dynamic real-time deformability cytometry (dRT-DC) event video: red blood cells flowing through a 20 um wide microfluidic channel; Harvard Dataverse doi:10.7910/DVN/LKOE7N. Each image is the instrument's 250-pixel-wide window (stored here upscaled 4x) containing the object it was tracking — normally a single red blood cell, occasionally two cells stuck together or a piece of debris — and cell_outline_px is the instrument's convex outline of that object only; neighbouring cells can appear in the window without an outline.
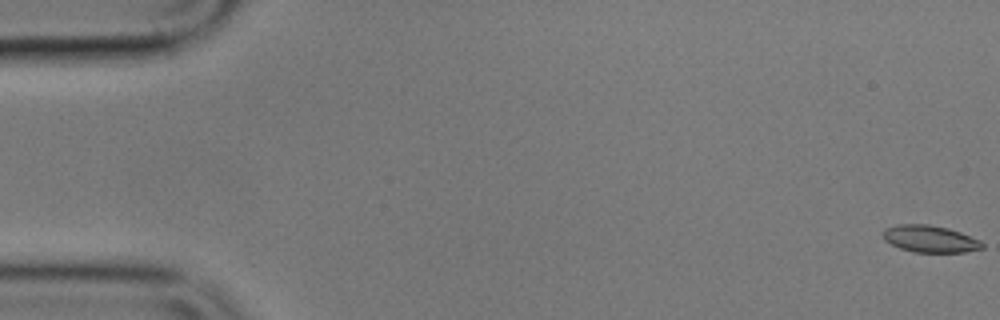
{"species": "common noctule bat (a hibernating species)", "species_latin": "Nyctalus noctula", "temperature_condition": "cold", "stored_images_in_passage": 57, "camera_frame_rate_fps": 3000, "um_per_image_px": 0.085, "animal": {"sex": "male", "body_mass_g": 17.9}, "frame": {"image": 1, "passage_image": 1, "time_ms": 0.0, "image_size_px": [1000, 320], "cell_outline_px": [[984, 248], [964, 252], [912, 252], [900, 248], [884, 240], [880, 236], [880, 232], [884, 228], [896, 224], [928, 224], [948, 228], [960, 232], [980, 240], [984, 244]], "centroid_in_image_um": [79.0, 20.29], "position_along_channel_um": 6.0, "area_um2": 15.84}}
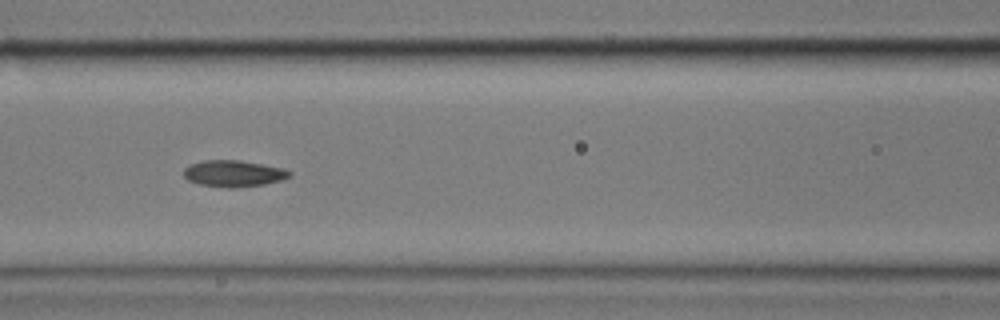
{"frame": {"image": 2, "passage_image": 25, "time_ms": 8.0, "image_size_px": [1000, 320], "cell_outline_px": [[292, 176], [280, 180], [264, 184], [232, 188], [228, 188], [200, 184], [188, 180], [184, 176], [184, 168], [192, 164], [204, 160], [240, 160], [284, 168], [292, 172]], "centroid_in_image_um": [19.88, 14.74], "position_along_channel_um": 146.7, "area_um2": 16.24}}
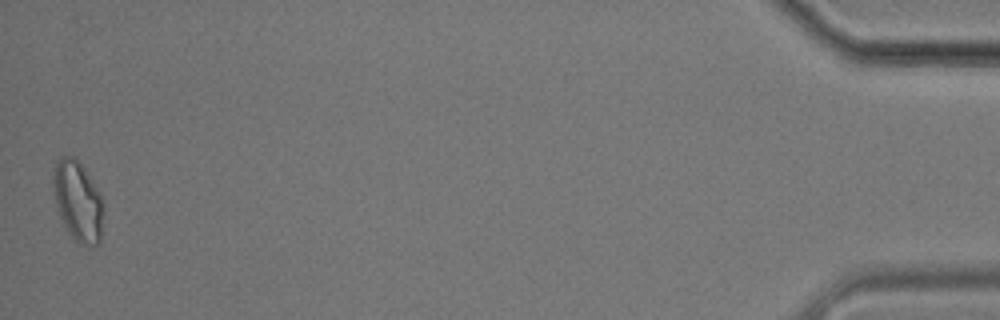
{"frame": {"image": 3, "passage_image": 57, "time_ms": 18.667, "image_size_px": [1000, 320], "cell_outline_px": [[104, 208], [100, 244], [88, 248], [80, 244], [68, 232], [56, 212], [52, 184], [52, 180], [56, 164], [60, 156], [76, 156], [100, 192]], "centroid_in_image_um": [6.62, 17.13], "position_along_channel_um": 428.6, "area_um2": 24.1}, "authors_computed_cell_mechanics": {"area_um2": 16.0106, "velocity_mm_per_s": 3.5104, "shape_relaxation_time_tau1_ms": 6.5815, "shape_relaxation_time_tau2_ms": 3.7536, "deformation_change_tau1": 0.1509, "deformation_change_tau2": 0.0832}}